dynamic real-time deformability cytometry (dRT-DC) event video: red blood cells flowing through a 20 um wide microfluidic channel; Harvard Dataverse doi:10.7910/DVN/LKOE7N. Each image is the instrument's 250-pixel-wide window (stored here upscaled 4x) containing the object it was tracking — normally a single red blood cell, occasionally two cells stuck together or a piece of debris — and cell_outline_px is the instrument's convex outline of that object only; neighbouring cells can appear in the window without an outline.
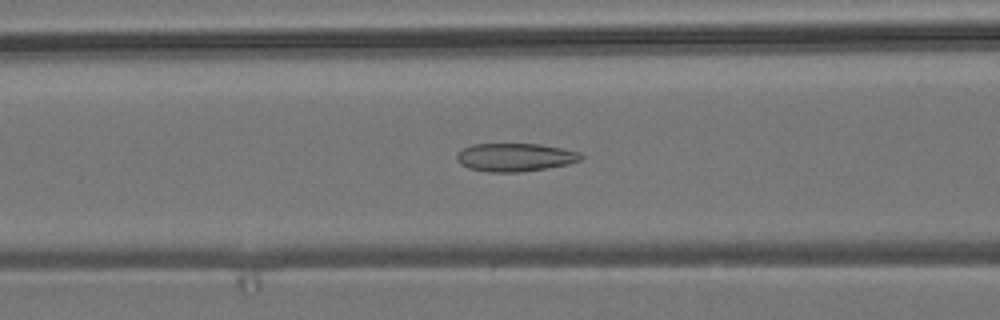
{"species": "common noctule bat (a hibernating species)", "species_latin": "Nyctalus noctula", "temperature_condition": "room temperature", "stored_images_in_passage": 46, "camera_frame_rate_fps": 3000, "um_per_image_px": 0.085, "animal": {"sex": "male", "body_mass_g": 19.2, "forearm_length_mm": 51.8}, "frame": {"image": 1, "passage_image": 14, "time_ms": 4.333, "image_size_px": [1000, 320], "cell_outline_px": [[584, 156], [580, 160], [568, 164], [548, 168], [520, 172], [488, 172], [468, 168], [460, 164], [456, 160], [456, 156], [464, 148], [472, 144], [540, 144], [580, 152]], "centroid_in_image_um": [43.78, 13.37], "position_along_channel_um": 122.8, "area_um2": 20.4}}
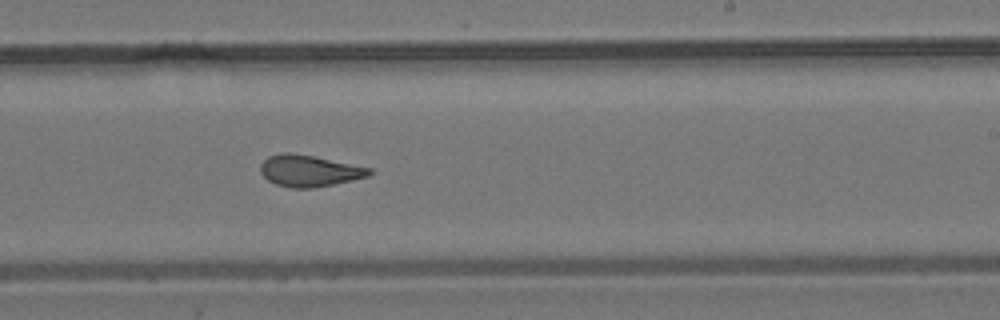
{"frame": {"image": 2, "passage_image": 25, "time_ms": 8.0, "image_size_px": [1000, 320], "cell_outline_px": [[372, 172], [368, 176], [352, 180], [312, 188], [292, 188], [276, 184], [268, 180], [260, 172], [260, 164], [268, 156], [280, 152], [288, 152], [312, 156], [372, 168]], "centroid_in_image_um": [26.25, 14.51], "position_along_channel_um": 262.8, "area_um2": 19.83}}
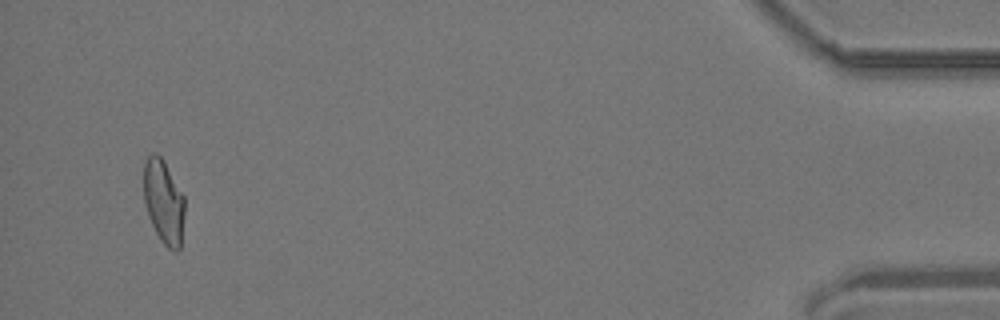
{"frame": {"image": 3, "passage_image": 44, "time_ms": 14.333, "image_size_px": [1000, 320], "cell_outline_px": [[184, 216], [180, 248], [176, 252], [168, 248], [160, 240], [148, 216], [144, 204], [144, 160], [152, 152], [156, 152], [164, 160], [184, 196]], "centroid_in_image_um": [13.9, 17.13], "position_along_channel_um": 421.3, "area_um2": 20.17}, "authors_computed_cell_mechanics": {"area_um2": 20.3745, "velocity_mm_per_s": 3.8203, "shape_relaxation_time_tau1_ms": null, "shape_relaxation_time_tau2_ms": 1.6201, "deformation_change_tau1": null, "deformation_change_tau2": 0.0886}}